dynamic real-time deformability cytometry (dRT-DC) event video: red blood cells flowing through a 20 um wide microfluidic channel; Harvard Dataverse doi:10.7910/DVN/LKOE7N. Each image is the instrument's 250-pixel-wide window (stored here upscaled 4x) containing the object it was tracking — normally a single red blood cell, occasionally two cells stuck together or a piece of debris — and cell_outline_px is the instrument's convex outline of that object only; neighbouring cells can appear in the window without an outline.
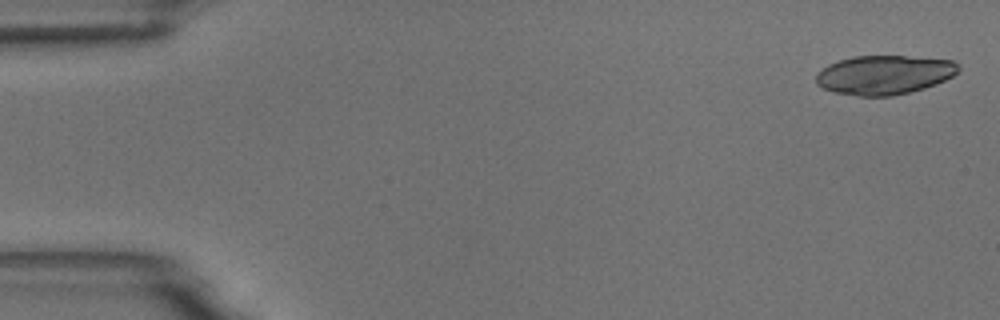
{"species": "common noctule bat (a hibernating species)", "species_latin": "Nyctalus noctula", "temperature_condition": "room temperature", "stored_images_in_passage": 5, "camera_frame_rate_fps": 3000, "um_per_image_px": 0.085, "animal": {"sex": "male", "body_mass_g": 18.8}, "frame": {"image": 1, "passage_image": 1, "time_ms": 0.0, "image_size_px": [1000, 320], "cell_outline_px": [[960, 68], [952, 76], [936, 84], [924, 88], [892, 96], [856, 96], [836, 92], [824, 88], [816, 84], [816, 72], [828, 64], [852, 56], [904, 56], [952, 60], [960, 64]], "centroid_in_image_um": [75.14, 6.36], "position_along_channel_um": 9.9, "area_um2": 32.43}}